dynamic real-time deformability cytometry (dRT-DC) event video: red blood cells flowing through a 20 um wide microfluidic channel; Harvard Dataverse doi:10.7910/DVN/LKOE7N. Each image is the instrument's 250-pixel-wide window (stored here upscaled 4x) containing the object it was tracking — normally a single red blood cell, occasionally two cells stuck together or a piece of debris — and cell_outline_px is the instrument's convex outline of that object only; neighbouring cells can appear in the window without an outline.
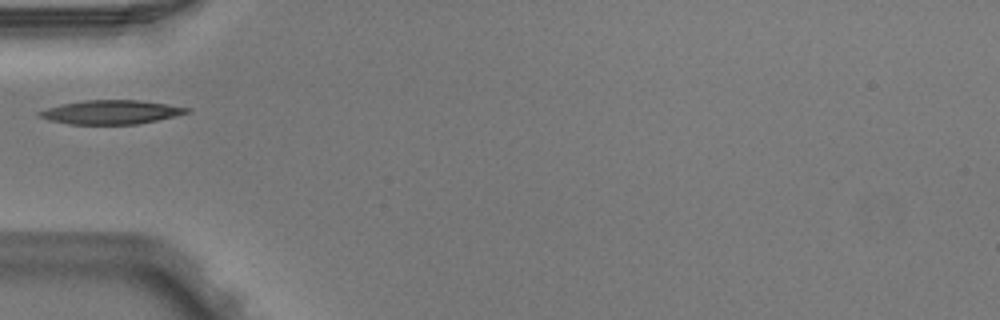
{"species": "Egyptian fruit bat (a non-hibernating species)", "species_latin": "Rousettus aegyptiacus", "temperature_condition": "warm", "stored_images_in_passage": 1, "camera_frame_rate_fps": 3000, "um_per_image_px": 0.085, "animal": {"sex": "male"}, "frame": {"image": 1, "passage_image": 1, "time_ms": 0.0, "image_size_px": [1000, 320], "cell_outline_px": [[192, 112], [176, 116], [136, 124], [68, 124], [48, 120], [40, 116], [36, 112], [60, 104], [84, 100], [140, 100], [168, 104], [192, 108]], "centroid_in_image_um": [9.48, 9.52], "position_along_channel_um": 75.5, "area_um2": 20.63}}